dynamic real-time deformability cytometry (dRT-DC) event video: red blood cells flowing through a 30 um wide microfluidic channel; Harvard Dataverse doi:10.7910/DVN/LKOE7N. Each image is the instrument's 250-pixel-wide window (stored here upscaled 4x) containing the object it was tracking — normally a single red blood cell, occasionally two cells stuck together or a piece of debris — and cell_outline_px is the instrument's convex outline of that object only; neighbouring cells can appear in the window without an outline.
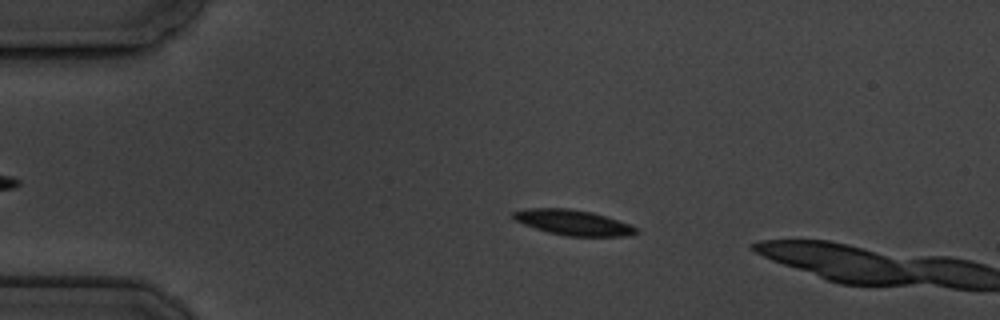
{"species": "common noctule bat (a hibernating species)", "species_latin": "Nyctalus noctula", "temperature_condition": "cold", "stored_images_in_passage": 5, "camera_frame_rate_fps": 3000, "um_per_image_px": 0.085, "animal": {"sex": "male", "body_mass_g": 19.5, "forearm_length_mm": 54.6}, "frame": {"image": 1, "passage_image": 2, "time_ms": 1.333, "image_size_px": [1000, 320], "cell_outline_px": [[640, 232], [632, 236], [568, 236], [548, 232], [524, 224], [516, 220], [512, 216], [512, 212], [528, 208], [568, 208], [592, 212], [628, 224], [636, 228]], "centroid_in_image_um": [48.72, 18.91], "position_along_channel_um": 36.3, "area_um2": 17.92}}